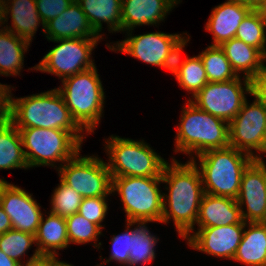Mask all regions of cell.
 Wrapping results in <instances>:
<instances>
[{"label": "cell", "mask_w": 266, "mask_h": 266, "mask_svg": "<svg viewBox=\"0 0 266 266\" xmlns=\"http://www.w3.org/2000/svg\"><path fill=\"white\" fill-rule=\"evenodd\" d=\"M196 157L185 163L172 158L162 172V183H166L169 194L163 193V215L161 223L173 219L178 235L183 239L191 235L196 224L200 202L204 194L202 178L197 168ZM169 207V208H168Z\"/></svg>", "instance_id": "6da1fadb"}, {"label": "cell", "mask_w": 266, "mask_h": 266, "mask_svg": "<svg viewBox=\"0 0 266 266\" xmlns=\"http://www.w3.org/2000/svg\"><path fill=\"white\" fill-rule=\"evenodd\" d=\"M9 121L18 129L45 128L69 131L81 144L85 132L73 119L57 88L27 97L10 92ZM83 135H81V134Z\"/></svg>", "instance_id": "7a4b0ae2"}, {"label": "cell", "mask_w": 266, "mask_h": 266, "mask_svg": "<svg viewBox=\"0 0 266 266\" xmlns=\"http://www.w3.org/2000/svg\"><path fill=\"white\" fill-rule=\"evenodd\" d=\"M204 193L237 199L244 170L255 159L232 146L197 155Z\"/></svg>", "instance_id": "3957f363"}, {"label": "cell", "mask_w": 266, "mask_h": 266, "mask_svg": "<svg viewBox=\"0 0 266 266\" xmlns=\"http://www.w3.org/2000/svg\"><path fill=\"white\" fill-rule=\"evenodd\" d=\"M175 139V152L199 155L229 146V123L198 108L189 100L183 106Z\"/></svg>", "instance_id": "277c9868"}, {"label": "cell", "mask_w": 266, "mask_h": 266, "mask_svg": "<svg viewBox=\"0 0 266 266\" xmlns=\"http://www.w3.org/2000/svg\"><path fill=\"white\" fill-rule=\"evenodd\" d=\"M96 66L61 80L57 88L73 119L85 131L94 132L102 117L105 95Z\"/></svg>", "instance_id": "5b68a950"}, {"label": "cell", "mask_w": 266, "mask_h": 266, "mask_svg": "<svg viewBox=\"0 0 266 266\" xmlns=\"http://www.w3.org/2000/svg\"><path fill=\"white\" fill-rule=\"evenodd\" d=\"M162 177H112V193L121 197L126 221L161 223L163 193L159 189Z\"/></svg>", "instance_id": "8992f818"}, {"label": "cell", "mask_w": 266, "mask_h": 266, "mask_svg": "<svg viewBox=\"0 0 266 266\" xmlns=\"http://www.w3.org/2000/svg\"><path fill=\"white\" fill-rule=\"evenodd\" d=\"M105 143L109 156L106 164L112 177H161L168 163L143 140L112 135Z\"/></svg>", "instance_id": "52a82bcc"}, {"label": "cell", "mask_w": 266, "mask_h": 266, "mask_svg": "<svg viewBox=\"0 0 266 266\" xmlns=\"http://www.w3.org/2000/svg\"><path fill=\"white\" fill-rule=\"evenodd\" d=\"M28 167L65 163L81 150V143L62 129L22 128L19 130Z\"/></svg>", "instance_id": "ba28073f"}, {"label": "cell", "mask_w": 266, "mask_h": 266, "mask_svg": "<svg viewBox=\"0 0 266 266\" xmlns=\"http://www.w3.org/2000/svg\"><path fill=\"white\" fill-rule=\"evenodd\" d=\"M60 164V179L83 198L107 197L112 194V176L106 162L97 156H79Z\"/></svg>", "instance_id": "9c48e42d"}, {"label": "cell", "mask_w": 266, "mask_h": 266, "mask_svg": "<svg viewBox=\"0 0 266 266\" xmlns=\"http://www.w3.org/2000/svg\"><path fill=\"white\" fill-rule=\"evenodd\" d=\"M99 39L103 38H67L52 40L59 43L50 50L33 70L53 74L61 78L75 75L95 66L90 58Z\"/></svg>", "instance_id": "30bf717a"}, {"label": "cell", "mask_w": 266, "mask_h": 266, "mask_svg": "<svg viewBox=\"0 0 266 266\" xmlns=\"http://www.w3.org/2000/svg\"><path fill=\"white\" fill-rule=\"evenodd\" d=\"M241 76L225 82H208L190 101L198 108L230 123L251 94L250 80ZM245 91V92H244Z\"/></svg>", "instance_id": "8fae6325"}, {"label": "cell", "mask_w": 266, "mask_h": 266, "mask_svg": "<svg viewBox=\"0 0 266 266\" xmlns=\"http://www.w3.org/2000/svg\"><path fill=\"white\" fill-rule=\"evenodd\" d=\"M229 146L262 159L260 153L266 152V106L254 99L249 105L243 103L240 111L229 123ZM253 149L260 152L254 154Z\"/></svg>", "instance_id": "7c38bea8"}, {"label": "cell", "mask_w": 266, "mask_h": 266, "mask_svg": "<svg viewBox=\"0 0 266 266\" xmlns=\"http://www.w3.org/2000/svg\"><path fill=\"white\" fill-rule=\"evenodd\" d=\"M236 200L244 222L266 221V165L263 159H254L244 170ZM243 205H246L245 211Z\"/></svg>", "instance_id": "4fadbf2b"}, {"label": "cell", "mask_w": 266, "mask_h": 266, "mask_svg": "<svg viewBox=\"0 0 266 266\" xmlns=\"http://www.w3.org/2000/svg\"><path fill=\"white\" fill-rule=\"evenodd\" d=\"M0 205L10 218L12 229L36 234L44 214L32 194L19 186L0 182Z\"/></svg>", "instance_id": "5bb4252c"}, {"label": "cell", "mask_w": 266, "mask_h": 266, "mask_svg": "<svg viewBox=\"0 0 266 266\" xmlns=\"http://www.w3.org/2000/svg\"><path fill=\"white\" fill-rule=\"evenodd\" d=\"M245 223L217 227H199L197 232L187 235V244L194 250L218 258H234L242 240Z\"/></svg>", "instance_id": "9a60e30c"}, {"label": "cell", "mask_w": 266, "mask_h": 266, "mask_svg": "<svg viewBox=\"0 0 266 266\" xmlns=\"http://www.w3.org/2000/svg\"><path fill=\"white\" fill-rule=\"evenodd\" d=\"M128 37L123 41L110 46L111 51H120L137 58L144 63L162 67L165 57L174 42L182 34H166L163 32H153L132 36L128 31ZM130 34V35H129ZM116 45V46H115Z\"/></svg>", "instance_id": "2e32d148"}, {"label": "cell", "mask_w": 266, "mask_h": 266, "mask_svg": "<svg viewBox=\"0 0 266 266\" xmlns=\"http://www.w3.org/2000/svg\"><path fill=\"white\" fill-rule=\"evenodd\" d=\"M180 0H122L121 31L134 30L142 25H156Z\"/></svg>", "instance_id": "e0dca14e"}, {"label": "cell", "mask_w": 266, "mask_h": 266, "mask_svg": "<svg viewBox=\"0 0 266 266\" xmlns=\"http://www.w3.org/2000/svg\"><path fill=\"white\" fill-rule=\"evenodd\" d=\"M44 34L50 41L67 38H103V34L98 35L94 31L76 0L60 15L45 24Z\"/></svg>", "instance_id": "ac0fdd59"}, {"label": "cell", "mask_w": 266, "mask_h": 266, "mask_svg": "<svg viewBox=\"0 0 266 266\" xmlns=\"http://www.w3.org/2000/svg\"><path fill=\"white\" fill-rule=\"evenodd\" d=\"M252 9L235 0H227L213 8L205 25V30L212 33V46H221L224 42L235 38L236 31Z\"/></svg>", "instance_id": "d6986e66"}, {"label": "cell", "mask_w": 266, "mask_h": 266, "mask_svg": "<svg viewBox=\"0 0 266 266\" xmlns=\"http://www.w3.org/2000/svg\"><path fill=\"white\" fill-rule=\"evenodd\" d=\"M245 223L236 199L204 193L196 224L198 227H217Z\"/></svg>", "instance_id": "ffe728a7"}, {"label": "cell", "mask_w": 266, "mask_h": 266, "mask_svg": "<svg viewBox=\"0 0 266 266\" xmlns=\"http://www.w3.org/2000/svg\"><path fill=\"white\" fill-rule=\"evenodd\" d=\"M4 5L5 22L8 15H11L12 25L6 27L9 31L29 43L32 42L33 36L42 24L43 33H45V24L37 11L36 0H6ZM9 4V5H8ZM11 4V5H10ZM11 13V14H10Z\"/></svg>", "instance_id": "44dd1931"}, {"label": "cell", "mask_w": 266, "mask_h": 266, "mask_svg": "<svg viewBox=\"0 0 266 266\" xmlns=\"http://www.w3.org/2000/svg\"><path fill=\"white\" fill-rule=\"evenodd\" d=\"M230 61L231 67L237 76L243 73V78L251 80L259 72L264 70V55L255 47L245 42L232 38L220 46Z\"/></svg>", "instance_id": "7402d4cb"}, {"label": "cell", "mask_w": 266, "mask_h": 266, "mask_svg": "<svg viewBox=\"0 0 266 266\" xmlns=\"http://www.w3.org/2000/svg\"><path fill=\"white\" fill-rule=\"evenodd\" d=\"M233 260L248 266H266L265 222H245L242 240Z\"/></svg>", "instance_id": "603a6c76"}, {"label": "cell", "mask_w": 266, "mask_h": 266, "mask_svg": "<svg viewBox=\"0 0 266 266\" xmlns=\"http://www.w3.org/2000/svg\"><path fill=\"white\" fill-rule=\"evenodd\" d=\"M48 215L46 219L43 216L41 218L35 234V244L40 255L56 256V250L69 247L67 225L65 218L51 212Z\"/></svg>", "instance_id": "cb8c5ba5"}, {"label": "cell", "mask_w": 266, "mask_h": 266, "mask_svg": "<svg viewBox=\"0 0 266 266\" xmlns=\"http://www.w3.org/2000/svg\"><path fill=\"white\" fill-rule=\"evenodd\" d=\"M86 14L90 25L99 35L102 22L107 23L110 32L121 31L122 0H76Z\"/></svg>", "instance_id": "d4e9b609"}, {"label": "cell", "mask_w": 266, "mask_h": 266, "mask_svg": "<svg viewBox=\"0 0 266 266\" xmlns=\"http://www.w3.org/2000/svg\"><path fill=\"white\" fill-rule=\"evenodd\" d=\"M30 43L4 27L0 29V75H19Z\"/></svg>", "instance_id": "484cf974"}, {"label": "cell", "mask_w": 266, "mask_h": 266, "mask_svg": "<svg viewBox=\"0 0 266 266\" xmlns=\"http://www.w3.org/2000/svg\"><path fill=\"white\" fill-rule=\"evenodd\" d=\"M20 131L10 122L0 125V169H28Z\"/></svg>", "instance_id": "4316f807"}, {"label": "cell", "mask_w": 266, "mask_h": 266, "mask_svg": "<svg viewBox=\"0 0 266 266\" xmlns=\"http://www.w3.org/2000/svg\"><path fill=\"white\" fill-rule=\"evenodd\" d=\"M135 224L137 226L131 229V248L127 266H136L153 261L156 254L154 249L159 240L149 232L146 223L137 222Z\"/></svg>", "instance_id": "83f0119b"}, {"label": "cell", "mask_w": 266, "mask_h": 266, "mask_svg": "<svg viewBox=\"0 0 266 266\" xmlns=\"http://www.w3.org/2000/svg\"><path fill=\"white\" fill-rule=\"evenodd\" d=\"M199 56L209 82H225L238 77L220 46L210 45Z\"/></svg>", "instance_id": "f1b7e54d"}, {"label": "cell", "mask_w": 266, "mask_h": 266, "mask_svg": "<svg viewBox=\"0 0 266 266\" xmlns=\"http://www.w3.org/2000/svg\"><path fill=\"white\" fill-rule=\"evenodd\" d=\"M265 20L257 10H251L239 25L235 38L257 48L265 58Z\"/></svg>", "instance_id": "f546056e"}, {"label": "cell", "mask_w": 266, "mask_h": 266, "mask_svg": "<svg viewBox=\"0 0 266 266\" xmlns=\"http://www.w3.org/2000/svg\"><path fill=\"white\" fill-rule=\"evenodd\" d=\"M176 79L194 97L209 82L200 56L186 57Z\"/></svg>", "instance_id": "4dcf8cb0"}, {"label": "cell", "mask_w": 266, "mask_h": 266, "mask_svg": "<svg viewBox=\"0 0 266 266\" xmlns=\"http://www.w3.org/2000/svg\"><path fill=\"white\" fill-rule=\"evenodd\" d=\"M69 244H85L94 241V247L101 246V242L96 244L99 235H102L101 228L83 217L79 212L65 218Z\"/></svg>", "instance_id": "1f68e13d"}, {"label": "cell", "mask_w": 266, "mask_h": 266, "mask_svg": "<svg viewBox=\"0 0 266 266\" xmlns=\"http://www.w3.org/2000/svg\"><path fill=\"white\" fill-rule=\"evenodd\" d=\"M51 196L52 214L67 218L79 212L83 197L60 179V185L54 189Z\"/></svg>", "instance_id": "d6a6232c"}, {"label": "cell", "mask_w": 266, "mask_h": 266, "mask_svg": "<svg viewBox=\"0 0 266 266\" xmlns=\"http://www.w3.org/2000/svg\"><path fill=\"white\" fill-rule=\"evenodd\" d=\"M33 243L35 244V235L14 229L0 235V250L20 264L21 258Z\"/></svg>", "instance_id": "836d02e7"}, {"label": "cell", "mask_w": 266, "mask_h": 266, "mask_svg": "<svg viewBox=\"0 0 266 266\" xmlns=\"http://www.w3.org/2000/svg\"><path fill=\"white\" fill-rule=\"evenodd\" d=\"M107 197H86L82 199L80 204L79 213L98 225L101 229V223L106 217L108 211V204L106 203Z\"/></svg>", "instance_id": "e575fe53"}, {"label": "cell", "mask_w": 266, "mask_h": 266, "mask_svg": "<svg viewBox=\"0 0 266 266\" xmlns=\"http://www.w3.org/2000/svg\"><path fill=\"white\" fill-rule=\"evenodd\" d=\"M127 230L124 233L118 234L111 238V254L105 263H109L111 260L119 262L121 265H128L129 263V251L131 248V226L135 225L132 222H126Z\"/></svg>", "instance_id": "d590c367"}, {"label": "cell", "mask_w": 266, "mask_h": 266, "mask_svg": "<svg viewBox=\"0 0 266 266\" xmlns=\"http://www.w3.org/2000/svg\"><path fill=\"white\" fill-rule=\"evenodd\" d=\"M74 0H36L38 14L44 24L66 10Z\"/></svg>", "instance_id": "8d00e7d4"}, {"label": "cell", "mask_w": 266, "mask_h": 266, "mask_svg": "<svg viewBox=\"0 0 266 266\" xmlns=\"http://www.w3.org/2000/svg\"><path fill=\"white\" fill-rule=\"evenodd\" d=\"M187 38V39H186ZM189 37L181 35L171 46L168 55L165 57L162 67L169 70L175 76L179 73L181 67L184 65V60H180L181 52L189 41Z\"/></svg>", "instance_id": "74e56055"}, {"label": "cell", "mask_w": 266, "mask_h": 266, "mask_svg": "<svg viewBox=\"0 0 266 266\" xmlns=\"http://www.w3.org/2000/svg\"><path fill=\"white\" fill-rule=\"evenodd\" d=\"M251 94L254 98L266 106V65L264 70L259 72L251 80Z\"/></svg>", "instance_id": "f35d334b"}, {"label": "cell", "mask_w": 266, "mask_h": 266, "mask_svg": "<svg viewBox=\"0 0 266 266\" xmlns=\"http://www.w3.org/2000/svg\"><path fill=\"white\" fill-rule=\"evenodd\" d=\"M11 87L0 83V125L9 121Z\"/></svg>", "instance_id": "ab89813d"}, {"label": "cell", "mask_w": 266, "mask_h": 266, "mask_svg": "<svg viewBox=\"0 0 266 266\" xmlns=\"http://www.w3.org/2000/svg\"><path fill=\"white\" fill-rule=\"evenodd\" d=\"M57 256L40 255L35 249L33 255L26 261V264L21 263L19 266H55L59 261Z\"/></svg>", "instance_id": "60d3db41"}, {"label": "cell", "mask_w": 266, "mask_h": 266, "mask_svg": "<svg viewBox=\"0 0 266 266\" xmlns=\"http://www.w3.org/2000/svg\"><path fill=\"white\" fill-rule=\"evenodd\" d=\"M12 229L9 216L0 205V235Z\"/></svg>", "instance_id": "b9f144b4"}, {"label": "cell", "mask_w": 266, "mask_h": 266, "mask_svg": "<svg viewBox=\"0 0 266 266\" xmlns=\"http://www.w3.org/2000/svg\"><path fill=\"white\" fill-rule=\"evenodd\" d=\"M20 263L8 257L2 250H0V266H19Z\"/></svg>", "instance_id": "7bdbcfd3"}, {"label": "cell", "mask_w": 266, "mask_h": 266, "mask_svg": "<svg viewBox=\"0 0 266 266\" xmlns=\"http://www.w3.org/2000/svg\"><path fill=\"white\" fill-rule=\"evenodd\" d=\"M235 1L242 3L246 6H249L252 10H257V8L263 2V0H235Z\"/></svg>", "instance_id": "ee69618b"}, {"label": "cell", "mask_w": 266, "mask_h": 266, "mask_svg": "<svg viewBox=\"0 0 266 266\" xmlns=\"http://www.w3.org/2000/svg\"><path fill=\"white\" fill-rule=\"evenodd\" d=\"M257 11L261 14L264 20H266V0H263L261 5L257 8Z\"/></svg>", "instance_id": "f6af8a7d"}, {"label": "cell", "mask_w": 266, "mask_h": 266, "mask_svg": "<svg viewBox=\"0 0 266 266\" xmlns=\"http://www.w3.org/2000/svg\"><path fill=\"white\" fill-rule=\"evenodd\" d=\"M4 5L3 3L0 2V26L1 24H5V10H4Z\"/></svg>", "instance_id": "bcb514c9"}, {"label": "cell", "mask_w": 266, "mask_h": 266, "mask_svg": "<svg viewBox=\"0 0 266 266\" xmlns=\"http://www.w3.org/2000/svg\"><path fill=\"white\" fill-rule=\"evenodd\" d=\"M55 266H73L72 264H67L65 262L59 261Z\"/></svg>", "instance_id": "7dc6e473"}, {"label": "cell", "mask_w": 266, "mask_h": 266, "mask_svg": "<svg viewBox=\"0 0 266 266\" xmlns=\"http://www.w3.org/2000/svg\"><path fill=\"white\" fill-rule=\"evenodd\" d=\"M1 3L5 4L6 0H0Z\"/></svg>", "instance_id": "c3c4849f"}]
</instances>
